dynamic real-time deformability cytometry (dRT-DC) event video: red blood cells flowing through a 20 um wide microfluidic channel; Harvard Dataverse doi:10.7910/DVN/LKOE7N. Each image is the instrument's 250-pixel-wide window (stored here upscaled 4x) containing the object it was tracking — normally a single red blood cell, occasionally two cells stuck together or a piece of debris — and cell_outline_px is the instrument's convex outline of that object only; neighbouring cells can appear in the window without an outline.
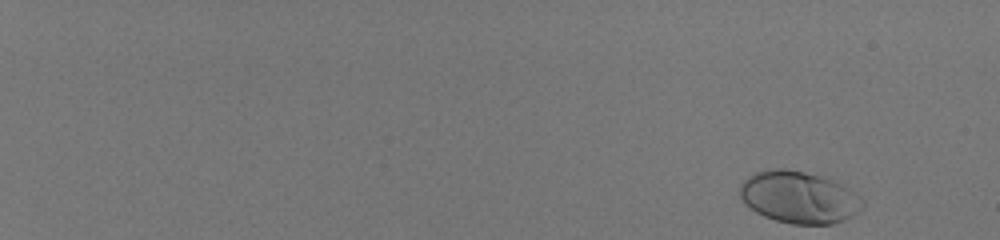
{"species": "human", "species_latin": "Homo sapiens", "temperature_condition": "room temperature", "stored_images_in_passage": 54, "camera_frame_rate_fps": 3000, "um_per_image_px": 0.085, "donor": {"sex": "male"}, "frame": {"image": 1, "passage_image": 1, "time_ms": 0.0, "image_size_px": [1000, 240], "cell_outline_px": [[864, 204], [852, 216], [844, 220], [832, 224], [792, 224], [776, 220], [764, 216], [756, 212], [744, 204], [740, 196], [740, 184], [748, 176], [756, 172], [772, 168], [784, 168], [804, 172], [820, 176], [840, 184], [864, 200]], "centroid_in_image_um": [67.86, 16.77], "position_along_channel_um": 17.1, "area_um2": 36.88}}
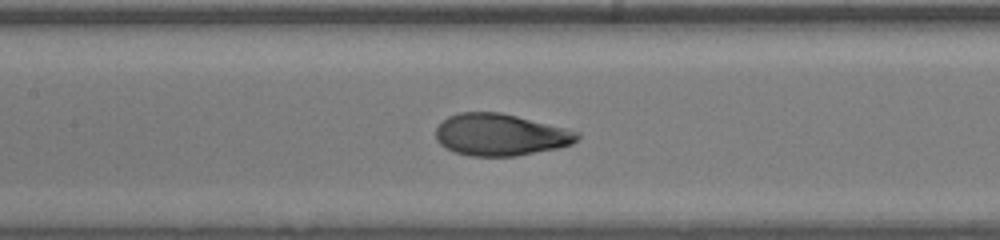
{"frame": {"image": 2, "passage_image": 30, "time_ms": 9.667, "image_size_px": [1000, 240], "cell_outline_px": [[580, 136], [572, 144], [556, 148], [516, 156], [472, 156], [456, 152], [440, 144], [436, 140], [436, 128], [448, 116], [460, 112], [500, 112], [580, 132]], "centroid_in_image_um": [42.52, 11.45], "position_along_channel_um": 164.9, "area_um2": 34.16}}
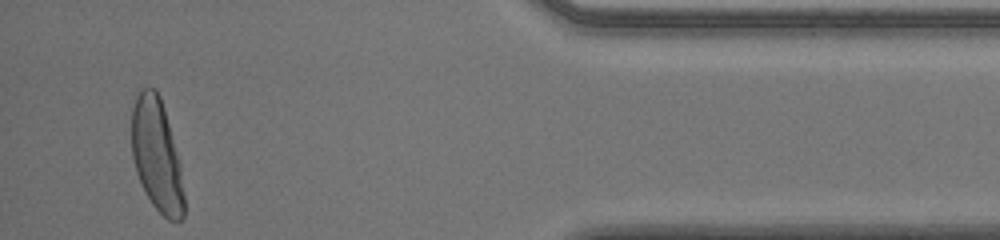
{"frame": {"image": 3, "passage_image": 52, "time_ms": 17.0, "image_size_px": [1000, 240], "cell_outline_px": [[184, 216], [180, 220], [168, 220], [152, 204], [136, 172], [132, 156], [132, 108], [136, 96], [140, 88], [156, 88], [160, 96], [164, 108], [180, 164], [184, 196]], "centroid_in_image_um": [13.32, 13.17], "position_along_channel_um": 421.9, "area_um2": 34.04}, "authors_computed_cell_mechanics": {"area_um2": 34.7956, "velocity_mm_per_s": 4.0052, "shape_relaxation_time_tau1_ms": 3.8987, "shape_relaxation_time_tau2_ms": null, "deformation_change_tau1": 0.2039, "deformation_change_tau2": null}}